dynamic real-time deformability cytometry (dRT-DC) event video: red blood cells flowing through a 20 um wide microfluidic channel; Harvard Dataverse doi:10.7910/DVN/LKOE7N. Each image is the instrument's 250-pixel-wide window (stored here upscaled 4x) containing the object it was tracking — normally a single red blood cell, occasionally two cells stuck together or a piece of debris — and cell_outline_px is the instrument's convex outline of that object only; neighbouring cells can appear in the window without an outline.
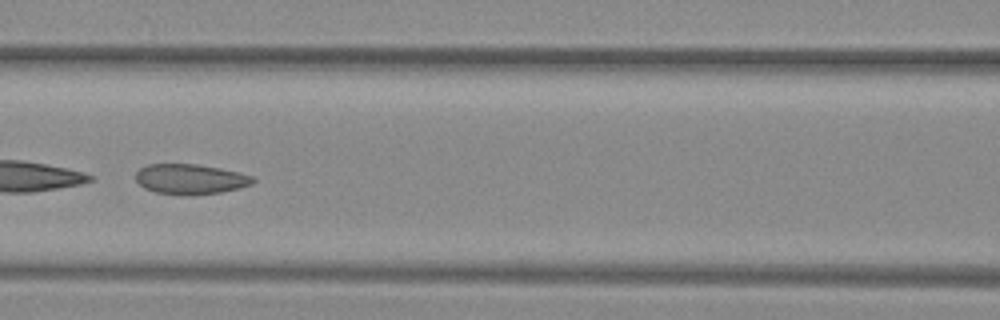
{"species": "common noctule bat (a hibernating species)", "species_latin": "Nyctalus noctula", "temperature_condition": "warm", "stored_images_in_passage": 42, "camera_frame_rate_fps": 3000, "um_per_image_px": 0.085, "animal": {"sex": "female", "body_mass_g": 29.2, "forearm_length_mm": 56.3}, "frame": {"image": 1, "passage_image": 19, "time_ms": 6.0, "image_size_px": [1000, 320], "cell_outline_px": [[256, 180], [252, 184], [240, 188], [220, 192], [156, 192], [144, 188], [136, 180], [136, 172], [140, 168], [148, 164], [196, 164], [220, 168], [240, 172], [252, 176]], "centroid_in_image_um": [16.2, 15.17], "position_along_channel_um": 150.4, "area_um2": 19.77}, "authors_computed_cell_mechanics": {"area_um2": 21.7906, "velocity_mm_per_s": 4.0256, "shape_relaxation_time_tau1_ms": 0.4305, "shape_relaxation_time_tau2_ms": 1.5902, "deformation_change_tau1": 0.2568, "deformation_change_tau2": 0.0782}}